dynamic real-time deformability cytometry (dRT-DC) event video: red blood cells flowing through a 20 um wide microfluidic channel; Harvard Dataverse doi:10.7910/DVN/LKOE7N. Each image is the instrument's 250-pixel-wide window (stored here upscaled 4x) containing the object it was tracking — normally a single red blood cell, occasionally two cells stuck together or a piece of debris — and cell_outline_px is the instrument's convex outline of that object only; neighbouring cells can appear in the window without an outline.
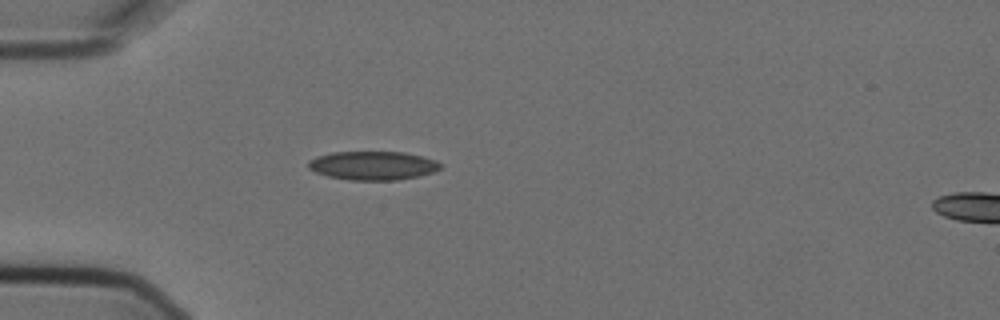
{"species": "Egyptian fruit bat (a non-hibernating species)", "species_latin": "Rousettus aegyptiacus", "temperature_condition": "cold", "stored_images_in_passage": 4, "camera_frame_rate_fps": 3000, "um_per_image_px": 0.085, "animal": {"sex": "female"}, "frame": {"image": 1, "passage_image": 4, "time_ms": 1.0, "image_size_px": [1000, 320], "cell_outline_px": [[444, 164], [440, 168], [432, 172], [420, 176], [396, 180], [352, 180], [328, 176], [316, 172], [308, 168], [308, 160], [316, 156], [332, 152], [404, 152], [436, 160]], "centroid_in_image_um": [31.7, 14.07], "position_along_channel_um": 53.3, "area_um2": 22.14}}